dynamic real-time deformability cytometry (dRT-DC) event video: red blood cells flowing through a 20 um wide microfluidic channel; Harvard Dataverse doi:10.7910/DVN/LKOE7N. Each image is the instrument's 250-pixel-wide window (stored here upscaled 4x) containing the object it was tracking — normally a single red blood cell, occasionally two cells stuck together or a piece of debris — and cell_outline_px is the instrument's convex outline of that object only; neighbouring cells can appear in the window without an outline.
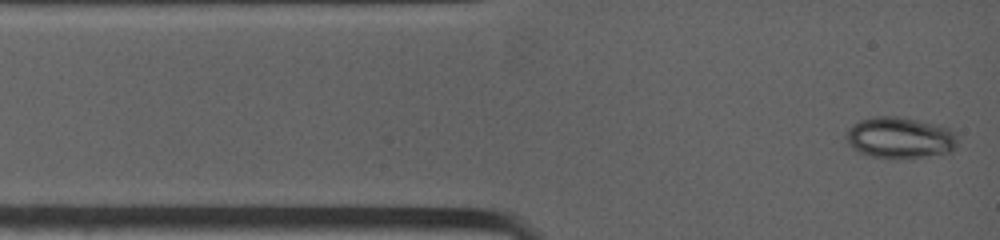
{"species": "common noctule bat (a hibernating species)", "species_latin": "Nyctalus noctula", "temperature_condition": "warm", "stored_images_in_passage": 6, "camera_frame_rate_fps": 4500, "um_per_image_px": 0.085, "animal": {"sex": "female", "body_mass_g": 19.0, "forearm_length_mm": 53.3}, "frame": {"image": 1, "passage_image": 1, "time_ms": 0.0, "image_size_px": [1000, 240], "cell_outline_px": [[956, 148], [952, 152], [928, 156], [896, 160], [872, 156], [860, 152], [852, 148], [848, 144], [844, 136], [848, 128], [852, 124], [860, 120], [872, 116], [900, 116], [948, 128], [956, 136]], "centroid_in_image_um": [76.44, 11.72], "position_along_channel_um": 8.6, "area_um2": 27.11}}
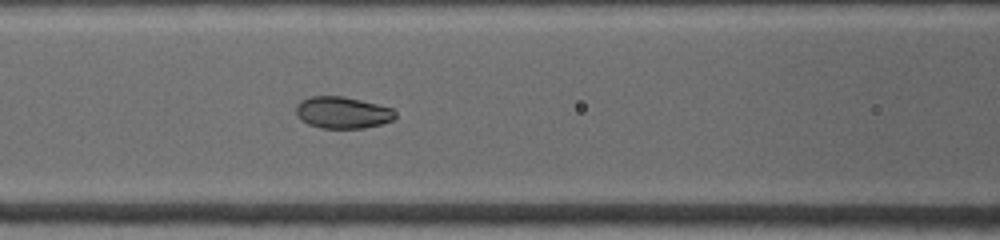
{"frame": {"image": 2, "passage_image": 6, "time_ms": 4.222, "image_size_px": [1000, 240], "cell_outline_px": [[396, 116], [392, 120], [380, 124], [364, 128], [320, 128], [308, 124], [300, 120], [296, 116], [296, 104], [300, 100], [308, 96], [344, 96], [392, 108], [396, 112]], "centroid_in_image_um": [29.06, 9.56], "position_along_channel_um": 137.5, "area_um2": 18.5}}